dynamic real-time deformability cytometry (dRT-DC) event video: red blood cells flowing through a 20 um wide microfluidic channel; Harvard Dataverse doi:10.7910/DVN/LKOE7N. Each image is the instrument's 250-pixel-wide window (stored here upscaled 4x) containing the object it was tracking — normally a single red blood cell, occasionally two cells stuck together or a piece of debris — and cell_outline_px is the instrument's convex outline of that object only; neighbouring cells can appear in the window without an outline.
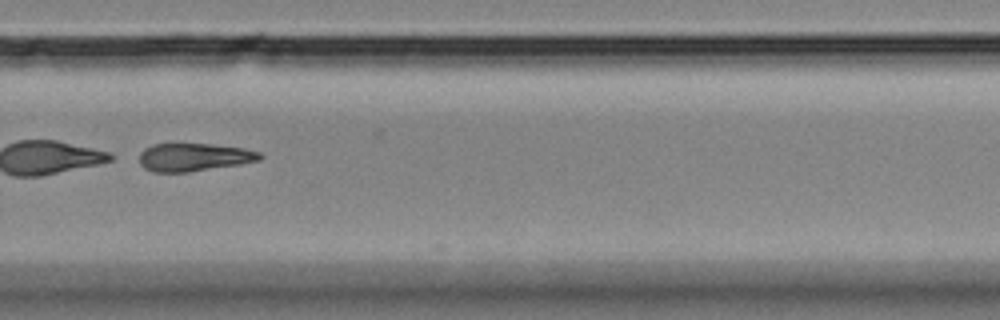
{"species": "Egyptian fruit bat (a non-hibernating species)", "species_latin": "Rousettus aegyptiacus", "temperature_condition": "room temperature", "stored_images_in_passage": 30, "camera_frame_rate_fps": 3000, "um_per_image_px": 0.085, "animal": {"sex": "female"}, "frame": {"image": 1, "passage_image": 25, "time_ms": 8.0, "image_size_px": [1000, 320], "cell_outline_px": [[264, 156], [260, 160], [240, 164], [188, 172], [152, 172], [144, 168], [140, 164], [140, 152], [144, 148], [152, 144], [212, 144], [244, 148], [260, 152]], "centroid_in_image_um": [16.48, 13.36], "position_along_channel_um": 313.3, "area_um2": 19.71}}